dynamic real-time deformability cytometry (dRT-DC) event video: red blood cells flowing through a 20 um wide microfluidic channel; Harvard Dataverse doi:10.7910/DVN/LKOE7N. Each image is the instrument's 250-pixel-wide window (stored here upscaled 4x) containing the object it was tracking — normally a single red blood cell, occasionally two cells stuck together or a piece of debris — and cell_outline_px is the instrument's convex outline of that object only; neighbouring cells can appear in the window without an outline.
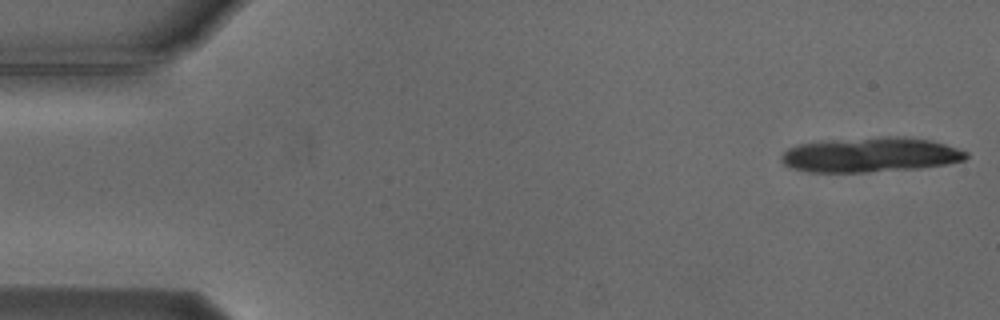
{"species": "Egyptian fruit bat (a non-hibernating species)", "species_latin": "Rousettus aegyptiacus", "temperature_condition": "cold", "stored_images_in_passage": 6, "camera_frame_rate_fps": 3000, "um_per_image_px": 0.085, "animal": {"sex": "male"}, "frame": {"image": 1, "passage_image": 1, "time_ms": 0.0, "image_size_px": [1000, 320], "cell_outline_px": [[968, 156], [964, 160], [944, 164], [920, 168], [868, 172], [812, 172], [792, 168], [784, 164], [780, 160], [780, 156], [788, 148], [796, 144], [836, 140], [888, 136], [904, 136], [932, 140], [968, 152]], "centroid_in_image_um": [73.98, 13.16], "position_along_channel_um": 11.0, "area_um2": 37.34}}
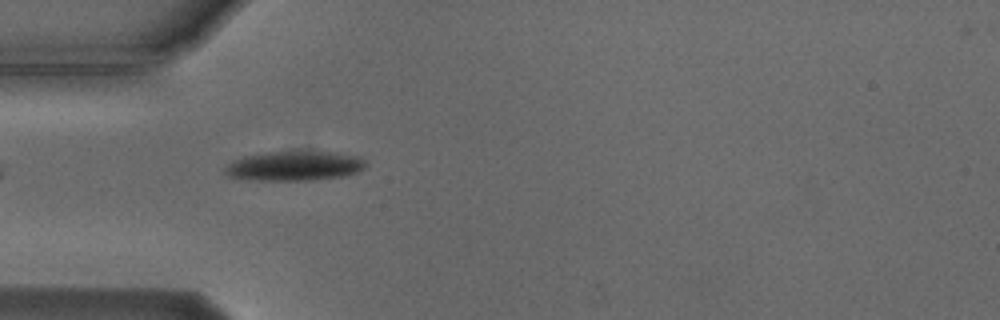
{"frame": {"image": 2, "passage_image": 5, "time_ms": 5.0, "image_size_px": [1000, 320], "cell_outline_px": [[364, 168], [356, 172], [344, 176], [312, 180], [260, 180], [232, 176], [224, 172], [224, 168], [232, 160], [244, 156], [268, 152], [296, 148], [300, 148], [332, 152], [356, 156], [364, 160]], "centroid_in_image_um": [25.03, 14.05], "position_along_channel_um": 60.0, "area_um2": 24.74}}
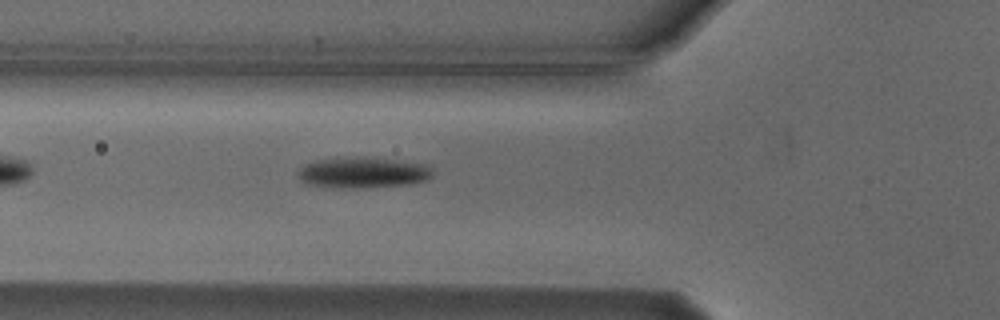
{"frame": {"image": 3, "passage_image": 6, "time_ms": 6.0, "image_size_px": [1000, 320], "cell_outline_px": [[432, 176], [424, 180], [412, 184], [360, 188], [352, 188], [308, 184], [300, 180], [296, 172], [304, 164], [316, 160], [336, 156], [364, 156], [428, 164], [432, 168]], "centroid_in_image_um": [30.83, 14.63], "position_along_channel_um": 95.0, "area_um2": 24.62}}